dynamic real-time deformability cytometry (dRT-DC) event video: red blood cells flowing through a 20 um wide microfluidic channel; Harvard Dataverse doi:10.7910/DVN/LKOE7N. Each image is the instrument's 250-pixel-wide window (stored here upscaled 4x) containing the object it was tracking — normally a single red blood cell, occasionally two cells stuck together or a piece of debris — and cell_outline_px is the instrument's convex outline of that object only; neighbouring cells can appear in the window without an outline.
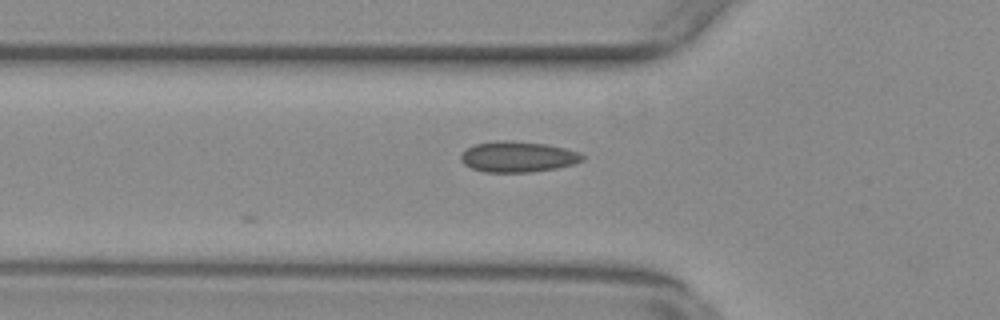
{"species": "common noctule bat (a hibernating species)", "species_latin": "Nyctalus noctula", "temperature_condition": "warm", "stored_images_in_passage": 6, "camera_frame_rate_fps": 3000, "um_per_image_px": 0.085, "animal": {"sex": "female", "body_mass_g": 29.2, "forearm_length_mm": 56.3}, "frame": {"image": 1, "passage_image": 6, "time_ms": 1.667, "image_size_px": [1000, 320], "cell_outline_px": [[584, 160], [572, 164], [556, 168], [528, 172], [484, 172], [472, 168], [464, 164], [460, 160], [460, 156], [468, 148], [476, 144], [496, 140], [512, 140], [548, 144], [580, 152], [584, 156]], "centroid_in_image_um": [44.02, 13.31], "position_along_channel_um": 81.8, "area_um2": 21.79}}